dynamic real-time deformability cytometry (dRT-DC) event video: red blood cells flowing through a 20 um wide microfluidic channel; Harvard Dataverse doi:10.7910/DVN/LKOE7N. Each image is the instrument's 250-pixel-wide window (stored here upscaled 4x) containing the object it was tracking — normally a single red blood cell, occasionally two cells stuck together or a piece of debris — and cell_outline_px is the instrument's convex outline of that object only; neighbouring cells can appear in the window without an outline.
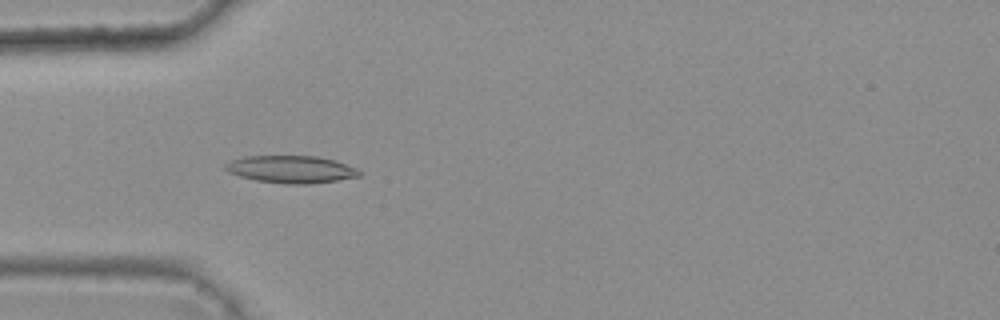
{"species": "common noctule bat (a hibernating species)", "species_latin": "Nyctalus noctula", "temperature_condition": "warm", "stored_images_in_passage": 44, "camera_frame_rate_fps": 3000, "um_per_image_px": 0.085, "animal": {"sex": "female", "body_mass_g": 25.1}, "frame": {"image": 1, "passage_image": 14, "time_ms": 4.333, "image_size_px": [1000, 320], "cell_outline_px": [[360, 176], [312, 184], [284, 184], [256, 180], [240, 176], [228, 172], [224, 168], [224, 164], [228, 160], [244, 156], [316, 156], [336, 160], [356, 168], [360, 172]], "centroid_in_image_um": [24.7, 14.38], "position_along_channel_um": 60.3, "area_um2": 21.5}}
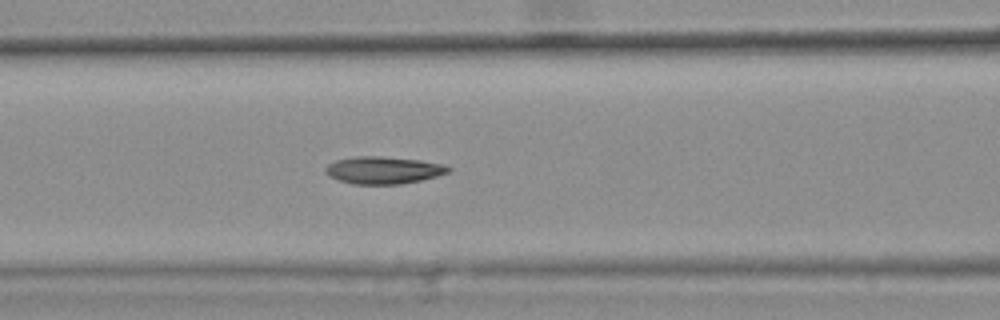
{"frame": {"image": 2, "passage_image": 20, "time_ms": 6.333, "image_size_px": [1000, 320], "cell_outline_px": [[452, 168], [448, 172], [436, 176], [420, 180], [400, 184], [352, 184], [340, 180], [332, 176], [324, 168], [328, 164], [336, 160], [352, 156], [380, 156], [420, 160], [444, 164]], "centroid_in_image_um": [32.61, 14.45], "position_along_channel_um": 134.0, "area_um2": 19.36}}
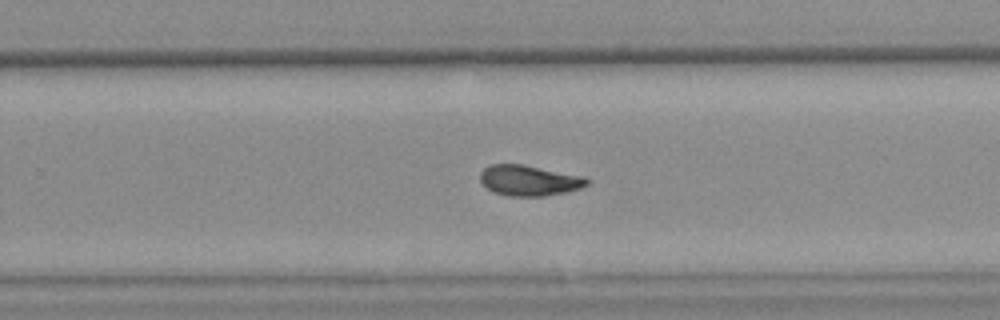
{"frame": {"image": 3, "passage_image": 32, "time_ms": 10.333, "image_size_px": [1000, 320], "cell_outline_px": [[592, 180], [588, 184], [580, 188], [564, 192], [544, 196], [508, 196], [492, 192], [480, 180], [480, 172], [484, 168], [492, 164], [520, 164], [584, 176]], "centroid_in_image_um": [44.98, 15.34], "position_along_channel_um": 284.8, "area_um2": 18.96}, "authors_computed_cell_mechanics": {"area_um2": 19.3919, "velocity_mm_per_s": 3.7807, "shape_relaxation_time_tau1_ms": null, "shape_relaxation_time_tau2_ms": 2.8031, "deformation_change_tau1": null, "deformation_change_tau2": 0.1018}}